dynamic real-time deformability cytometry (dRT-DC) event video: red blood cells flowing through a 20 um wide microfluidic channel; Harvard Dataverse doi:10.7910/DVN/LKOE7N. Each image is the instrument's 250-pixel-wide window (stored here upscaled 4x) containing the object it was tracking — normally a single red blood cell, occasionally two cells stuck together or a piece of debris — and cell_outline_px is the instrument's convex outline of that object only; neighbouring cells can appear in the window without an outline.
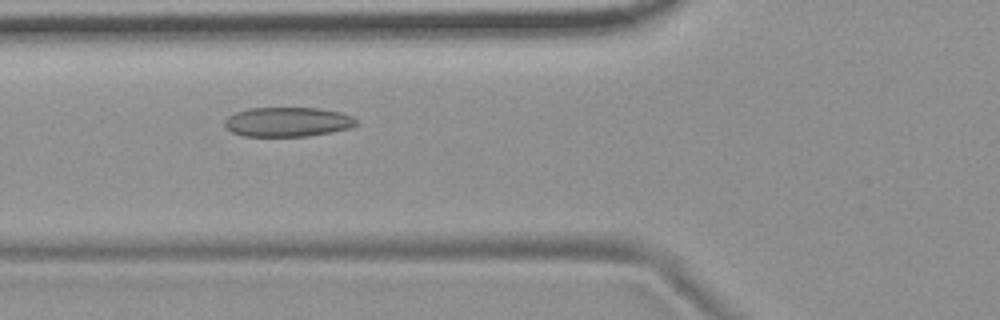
{"species": "common noctule bat (a hibernating species)", "species_latin": "Nyctalus noctula", "temperature_condition": "room temperature", "stored_images_in_passage": 44, "camera_frame_rate_fps": 3000, "um_per_image_px": 0.085, "animal": {"sex": "female", "body_mass_g": 19.9}, "frame": {"image": 1, "passage_image": 10, "time_ms": 3.0, "image_size_px": [1000, 320], "cell_outline_px": [[360, 124], [348, 128], [308, 136], [244, 136], [232, 132], [224, 124], [224, 120], [228, 116], [236, 112], [248, 108], [320, 108], [340, 112], [352, 116], [360, 120]], "centroid_in_image_um": [24.47, 10.35], "position_along_channel_um": 101.3, "area_um2": 22.66}}
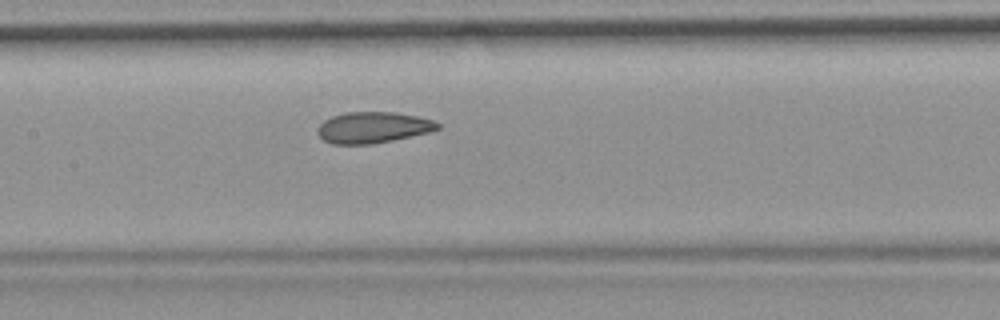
{"frame": {"image": 2, "passage_image": 16, "time_ms": 5.0, "image_size_px": [1000, 320], "cell_outline_px": [[440, 128], [428, 132], [392, 140], [372, 144], [332, 144], [324, 140], [316, 132], [316, 128], [324, 120], [332, 116], [344, 112], [396, 112], [416, 116], [432, 120], [440, 124]], "centroid_in_image_um": [31.66, 10.83], "position_along_channel_um": 175.7, "area_um2": 21.73}}
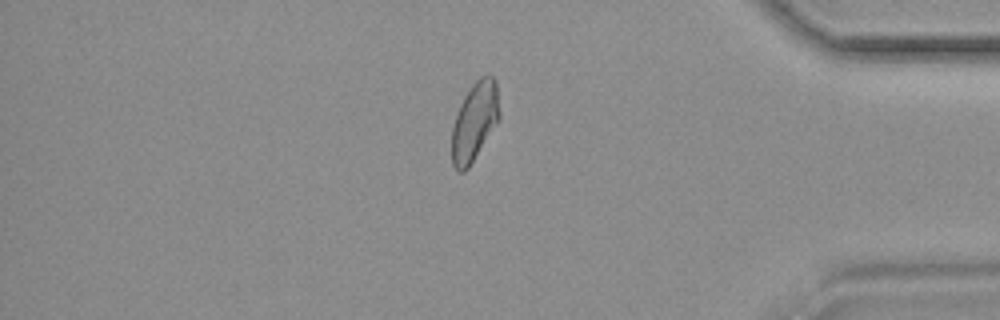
{"frame": {"image": 3, "passage_image": 36, "time_ms": 11.667, "image_size_px": [1000, 320], "cell_outline_px": [[500, 120], [468, 168], [464, 172], [456, 172], [452, 164], [452, 128], [456, 112], [464, 96], [472, 84], [480, 76], [492, 76], [496, 80], [500, 112]], "centroid_in_image_um": [40.34, 10.34], "position_along_channel_um": 394.9, "area_um2": 22.08}, "authors_computed_cell_mechanics": {"area_um2": 22.1374, "velocity_mm_per_s": 3.7059, "shape_relaxation_time_tau1_ms": null, "shape_relaxation_time_tau2_ms": 1.9664, "deformation_change_tau1": null, "deformation_change_tau2": 0.0878}}